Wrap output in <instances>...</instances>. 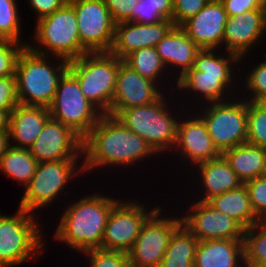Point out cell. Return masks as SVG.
<instances>
[{"instance_id": "cell-1", "label": "cell", "mask_w": 266, "mask_h": 267, "mask_svg": "<svg viewBox=\"0 0 266 267\" xmlns=\"http://www.w3.org/2000/svg\"><path fill=\"white\" fill-rule=\"evenodd\" d=\"M157 155L145 139L125 127L116 117L102 115L98 123L83 138L81 164L83 170L97 167L129 166Z\"/></svg>"}, {"instance_id": "cell-2", "label": "cell", "mask_w": 266, "mask_h": 267, "mask_svg": "<svg viewBox=\"0 0 266 267\" xmlns=\"http://www.w3.org/2000/svg\"><path fill=\"white\" fill-rule=\"evenodd\" d=\"M69 205L61 215L54 238L81 251L101 249L108 217L118 199L90 194Z\"/></svg>"}, {"instance_id": "cell-3", "label": "cell", "mask_w": 266, "mask_h": 267, "mask_svg": "<svg viewBox=\"0 0 266 267\" xmlns=\"http://www.w3.org/2000/svg\"><path fill=\"white\" fill-rule=\"evenodd\" d=\"M47 55L32 51L25 46L20 52L16 67L15 77L18 102L26 106L49 107L56 94L60 77L68 69L69 61L52 64Z\"/></svg>"}, {"instance_id": "cell-4", "label": "cell", "mask_w": 266, "mask_h": 267, "mask_svg": "<svg viewBox=\"0 0 266 267\" xmlns=\"http://www.w3.org/2000/svg\"><path fill=\"white\" fill-rule=\"evenodd\" d=\"M215 51L218 50L201 49L196 54L193 67L175 82L177 89L187 90L188 94L193 92L197 97L199 94L207 103L224 102L226 98L230 100L224 92L227 88L229 91L234 83L231 65L239 62L240 58L229 52L227 58L216 56Z\"/></svg>"}, {"instance_id": "cell-5", "label": "cell", "mask_w": 266, "mask_h": 267, "mask_svg": "<svg viewBox=\"0 0 266 267\" xmlns=\"http://www.w3.org/2000/svg\"><path fill=\"white\" fill-rule=\"evenodd\" d=\"M122 59L110 52L87 53L69 61L84 96L103 114H109Z\"/></svg>"}, {"instance_id": "cell-6", "label": "cell", "mask_w": 266, "mask_h": 267, "mask_svg": "<svg viewBox=\"0 0 266 267\" xmlns=\"http://www.w3.org/2000/svg\"><path fill=\"white\" fill-rule=\"evenodd\" d=\"M36 23L34 40L40 45L37 47L28 43L27 46L32 51L42 55L51 53V57H57L59 60L62 58L67 61L77 59L88 53L81 46L76 12L69 2Z\"/></svg>"}, {"instance_id": "cell-7", "label": "cell", "mask_w": 266, "mask_h": 267, "mask_svg": "<svg viewBox=\"0 0 266 267\" xmlns=\"http://www.w3.org/2000/svg\"><path fill=\"white\" fill-rule=\"evenodd\" d=\"M166 99V100H165ZM164 95L151 104L123 109L115 117L127 128L142 137L158 154L174 148L179 119L166 109Z\"/></svg>"}, {"instance_id": "cell-8", "label": "cell", "mask_w": 266, "mask_h": 267, "mask_svg": "<svg viewBox=\"0 0 266 267\" xmlns=\"http://www.w3.org/2000/svg\"><path fill=\"white\" fill-rule=\"evenodd\" d=\"M35 219L33 213L18 207L16 215L0 220V267L18 265L42 253L44 237Z\"/></svg>"}, {"instance_id": "cell-9", "label": "cell", "mask_w": 266, "mask_h": 267, "mask_svg": "<svg viewBox=\"0 0 266 267\" xmlns=\"http://www.w3.org/2000/svg\"><path fill=\"white\" fill-rule=\"evenodd\" d=\"M51 118L71 128L82 139L103 115L82 93L76 77L67 69L60 77L48 107Z\"/></svg>"}, {"instance_id": "cell-10", "label": "cell", "mask_w": 266, "mask_h": 267, "mask_svg": "<svg viewBox=\"0 0 266 267\" xmlns=\"http://www.w3.org/2000/svg\"><path fill=\"white\" fill-rule=\"evenodd\" d=\"M79 160L38 163L34 176L25 187L18 207L32 213L36 209H42V207L51 204L54 199H57L59 193L65 192L66 184L74 176L84 172L82 166L77 169Z\"/></svg>"}, {"instance_id": "cell-11", "label": "cell", "mask_w": 266, "mask_h": 267, "mask_svg": "<svg viewBox=\"0 0 266 267\" xmlns=\"http://www.w3.org/2000/svg\"><path fill=\"white\" fill-rule=\"evenodd\" d=\"M235 102V103H234ZM199 112L214 145L223 151L247 141V100L207 103Z\"/></svg>"}, {"instance_id": "cell-12", "label": "cell", "mask_w": 266, "mask_h": 267, "mask_svg": "<svg viewBox=\"0 0 266 267\" xmlns=\"http://www.w3.org/2000/svg\"><path fill=\"white\" fill-rule=\"evenodd\" d=\"M74 7L81 46L88 53L110 52L116 23L104 0H68Z\"/></svg>"}, {"instance_id": "cell-13", "label": "cell", "mask_w": 266, "mask_h": 267, "mask_svg": "<svg viewBox=\"0 0 266 267\" xmlns=\"http://www.w3.org/2000/svg\"><path fill=\"white\" fill-rule=\"evenodd\" d=\"M159 207L143 224L132 249L128 252L131 267H160L174 231L182 224L181 217H161Z\"/></svg>"}, {"instance_id": "cell-14", "label": "cell", "mask_w": 266, "mask_h": 267, "mask_svg": "<svg viewBox=\"0 0 266 267\" xmlns=\"http://www.w3.org/2000/svg\"><path fill=\"white\" fill-rule=\"evenodd\" d=\"M120 200L112 208L104 229L101 249L128 253L136 242L146 220L159 208L150 212L137 201Z\"/></svg>"}, {"instance_id": "cell-15", "label": "cell", "mask_w": 266, "mask_h": 267, "mask_svg": "<svg viewBox=\"0 0 266 267\" xmlns=\"http://www.w3.org/2000/svg\"><path fill=\"white\" fill-rule=\"evenodd\" d=\"M82 143L71 128L50 117L29 149L38 163L77 160L82 156Z\"/></svg>"}, {"instance_id": "cell-16", "label": "cell", "mask_w": 266, "mask_h": 267, "mask_svg": "<svg viewBox=\"0 0 266 267\" xmlns=\"http://www.w3.org/2000/svg\"><path fill=\"white\" fill-rule=\"evenodd\" d=\"M190 214L181 216L182 224L199 240H243L245 229L230 216L221 213L208 202L191 205Z\"/></svg>"}, {"instance_id": "cell-17", "label": "cell", "mask_w": 266, "mask_h": 267, "mask_svg": "<svg viewBox=\"0 0 266 267\" xmlns=\"http://www.w3.org/2000/svg\"><path fill=\"white\" fill-rule=\"evenodd\" d=\"M157 83L142 77L122 62L119 65L117 80L108 115L116 116L123 109L151 104L165 93L158 90Z\"/></svg>"}, {"instance_id": "cell-18", "label": "cell", "mask_w": 266, "mask_h": 267, "mask_svg": "<svg viewBox=\"0 0 266 267\" xmlns=\"http://www.w3.org/2000/svg\"><path fill=\"white\" fill-rule=\"evenodd\" d=\"M266 15L263 9H255L236 16H228L225 24L223 45L227 53L240 58L249 53L254 44L266 37ZM263 36V37H262ZM246 54V55H245Z\"/></svg>"}, {"instance_id": "cell-19", "label": "cell", "mask_w": 266, "mask_h": 267, "mask_svg": "<svg viewBox=\"0 0 266 267\" xmlns=\"http://www.w3.org/2000/svg\"><path fill=\"white\" fill-rule=\"evenodd\" d=\"M228 15L221 1L211 0L180 27L200 49H219L224 39Z\"/></svg>"}, {"instance_id": "cell-20", "label": "cell", "mask_w": 266, "mask_h": 267, "mask_svg": "<svg viewBox=\"0 0 266 267\" xmlns=\"http://www.w3.org/2000/svg\"><path fill=\"white\" fill-rule=\"evenodd\" d=\"M173 26V22L167 19L153 24L127 21L116 23L110 53L123 60L135 50L156 47Z\"/></svg>"}, {"instance_id": "cell-21", "label": "cell", "mask_w": 266, "mask_h": 267, "mask_svg": "<svg viewBox=\"0 0 266 267\" xmlns=\"http://www.w3.org/2000/svg\"><path fill=\"white\" fill-rule=\"evenodd\" d=\"M197 115L179 120L174 146L183 159L191 160L192 165L213 160L222 154L214 145L203 119Z\"/></svg>"}, {"instance_id": "cell-22", "label": "cell", "mask_w": 266, "mask_h": 267, "mask_svg": "<svg viewBox=\"0 0 266 267\" xmlns=\"http://www.w3.org/2000/svg\"><path fill=\"white\" fill-rule=\"evenodd\" d=\"M50 117L48 107L18 104L10 114L8 129L10 145L29 149ZM11 142L18 144L12 145Z\"/></svg>"}, {"instance_id": "cell-23", "label": "cell", "mask_w": 266, "mask_h": 267, "mask_svg": "<svg viewBox=\"0 0 266 267\" xmlns=\"http://www.w3.org/2000/svg\"><path fill=\"white\" fill-rule=\"evenodd\" d=\"M155 48L165 67L169 64L180 69L176 80L193 67L196 54L201 50L180 26H173Z\"/></svg>"}, {"instance_id": "cell-24", "label": "cell", "mask_w": 266, "mask_h": 267, "mask_svg": "<svg viewBox=\"0 0 266 267\" xmlns=\"http://www.w3.org/2000/svg\"><path fill=\"white\" fill-rule=\"evenodd\" d=\"M243 265V240L211 239L199 241L193 267H245Z\"/></svg>"}, {"instance_id": "cell-25", "label": "cell", "mask_w": 266, "mask_h": 267, "mask_svg": "<svg viewBox=\"0 0 266 267\" xmlns=\"http://www.w3.org/2000/svg\"><path fill=\"white\" fill-rule=\"evenodd\" d=\"M204 186V198L198 201L208 202L214 196L236 189L243 185L236 173L221 155L213 160L197 164Z\"/></svg>"}, {"instance_id": "cell-26", "label": "cell", "mask_w": 266, "mask_h": 267, "mask_svg": "<svg viewBox=\"0 0 266 267\" xmlns=\"http://www.w3.org/2000/svg\"><path fill=\"white\" fill-rule=\"evenodd\" d=\"M243 184L262 176L266 149L245 142L221 154Z\"/></svg>"}, {"instance_id": "cell-27", "label": "cell", "mask_w": 266, "mask_h": 267, "mask_svg": "<svg viewBox=\"0 0 266 267\" xmlns=\"http://www.w3.org/2000/svg\"><path fill=\"white\" fill-rule=\"evenodd\" d=\"M208 203L221 213L235 219L244 229L259 221L253 212L249 194L244 184L214 196Z\"/></svg>"}, {"instance_id": "cell-28", "label": "cell", "mask_w": 266, "mask_h": 267, "mask_svg": "<svg viewBox=\"0 0 266 267\" xmlns=\"http://www.w3.org/2000/svg\"><path fill=\"white\" fill-rule=\"evenodd\" d=\"M199 240L181 224L173 233L160 267H193Z\"/></svg>"}, {"instance_id": "cell-29", "label": "cell", "mask_w": 266, "mask_h": 267, "mask_svg": "<svg viewBox=\"0 0 266 267\" xmlns=\"http://www.w3.org/2000/svg\"><path fill=\"white\" fill-rule=\"evenodd\" d=\"M37 160L28 148L9 146L1 158L0 169L6 175L27 186L35 174Z\"/></svg>"}, {"instance_id": "cell-30", "label": "cell", "mask_w": 266, "mask_h": 267, "mask_svg": "<svg viewBox=\"0 0 266 267\" xmlns=\"http://www.w3.org/2000/svg\"><path fill=\"white\" fill-rule=\"evenodd\" d=\"M123 62L142 77L155 83H159L160 77H162L161 74L165 73V65L155 47L135 50L128 54L123 59ZM157 79L159 80L157 81Z\"/></svg>"}, {"instance_id": "cell-31", "label": "cell", "mask_w": 266, "mask_h": 267, "mask_svg": "<svg viewBox=\"0 0 266 267\" xmlns=\"http://www.w3.org/2000/svg\"><path fill=\"white\" fill-rule=\"evenodd\" d=\"M243 244L245 267H257L266 260V220L245 229Z\"/></svg>"}, {"instance_id": "cell-32", "label": "cell", "mask_w": 266, "mask_h": 267, "mask_svg": "<svg viewBox=\"0 0 266 267\" xmlns=\"http://www.w3.org/2000/svg\"><path fill=\"white\" fill-rule=\"evenodd\" d=\"M17 7L16 0H0V36L4 40L25 43L20 40L21 23Z\"/></svg>"}, {"instance_id": "cell-33", "label": "cell", "mask_w": 266, "mask_h": 267, "mask_svg": "<svg viewBox=\"0 0 266 267\" xmlns=\"http://www.w3.org/2000/svg\"><path fill=\"white\" fill-rule=\"evenodd\" d=\"M266 149V112L247 101V141Z\"/></svg>"}, {"instance_id": "cell-34", "label": "cell", "mask_w": 266, "mask_h": 267, "mask_svg": "<svg viewBox=\"0 0 266 267\" xmlns=\"http://www.w3.org/2000/svg\"><path fill=\"white\" fill-rule=\"evenodd\" d=\"M84 254L90 258V267H131L130 258L126 252L98 248L84 251Z\"/></svg>"}, {"instance_id": "cell-35", "label": "cell", "mask_w": 266, "mask_h": 267, "mask_svg": "<svg viewBox=\"0 0 266 267\" xmlns=\"http://www.w3.org/2000/svg\"><path fill=\"white\" fill-rule=\"evenodd\" d=\"M28 43H18L11 40L0 42V78L15 75L18 56Z\"/></svg>"}, {"instance_id": "cell-36", "label": "cell", "mask_w": 266, "mask_h": 267, "mask_svg": "<svg viewBox=\"0 0 266 267\" xmlns=\"http://www.w3.org/2000/svg\"><path fill=\"white\" fill-rule=\"evenodd\" d=\"M247 188L250 204L259 220H266V178L256 177L244 183Z\"/></svg>"}, {"instance_id": "cell-37", "label": "cell", "mask_w": 266, "mask_h": 267, "mask_svg": "<svg viewBox=\"0 0 266 267\" xmlns=\"http://www.w3.org/2000/svg\"><path fill=\"white\" fill-rule=\"evenodd\" d=\"M211 0H173V24L180 26L188 18L196 15Z\"/></svg>"}, {"instance_id": "cell-38", "label": "cell", "mask_w": 266, "mask_h": 267, "mask_svg": "<svg viewBox=\"0 0 266 267\" xmlns=\"http://www.w3.org/2000/svg\"><path fill=\"white\" fill-rule=\"evenodd\" d=\"M245 78L247 79V81L245 80V87L253 95L250 98L246 97L245 100L252 101L255 97L266 94V60L257 66L255 65V68H252V71Z\"/></svg>"}, {"instance_id": "cell-39", "label": "cell", "mask_w": 266, "mask_h": 267, "mask_svg": "<svg viewBox=\"0 0 266 267\" xmlns=\"http://www.w3.org/2000/svg\"><path fill=\"white\" fill-rule=\"evenodd\" d=\"M161 20H166V18L158 10H154L145 0H138L127 22L153 24Z\"/></svg>"}, {"instance_id": "cell-40", "label": "cell", "mask_w": 266, "mask_h": 267, "mask_svg": "<svg viewBox=\"0 0 266 267\" xmlns=\"http://www.w3.org/2000/svg\"><path fill=\"white\" fill-rule=\"evenodd\" d=\"M18 104L15 75L0 78V110H13Z\"/></svg>"}, {"instance_id": "cell-41", "label": "cell", "mask_w": 266, "mask_h": 267, "mask_svg": "<svg viewBox=\"0 0 266 267\" xmlns=\"http://www.w3.org/2000/svg\"><path fill=\"white\" fill-rule=\"evenodd\" d=\"M115 23L127 21L138 0H104Z\"/></svg>"}, {"instance_id": "cell-42", "label": "cell", "mask_w": 266, "mask_h": 267, "mask_svg": "<svg viewBox=\"0 0 266 267\" xmlns=\"http://www.w3.org/2000/svg\"><path fill=\"white\" fill-rule=\"evenodd\" d=\"M226 14L236 16L255 9H263V0H221Z\"/></svg>"}, {"instance_id": "cell-43", "label": "cell", "mask_w": 266, "mask_h": 267, "mask_svg": "<svg viewBox=\"0 0 266 267\" xmlns=\"http://www.w3.org/2000/svg\"><path fill=\"white\" fill-rule=\"evenodd\" d=\"M68 0H29L31 8L37 12V20L53 14L56 10L62 8Z\"/></svg>"}, {"instance_id": "cell-44", "label": "cell", "mask_w": 266, "mask_h": 267, "mask_svg": "<svg viewBox=\"0 0 266 267\" xmlns=\"http://www.w3.org/2000/svg\"><path fill=\"white\" fill-rule=\"evenodd\" d=\"M154 10H158L167 20L173 22V0H145Z\"/></svg>"}, {"instance_id": "cell-45", "label": "cell", "mask_w": 266, "mask_h": 267, "mask_svg": "<svg viewBox=\"0 0 266 267\" xmlns=\"http://www.w3.org/2000/svg\"><path fill=\"white\" fill-rule=\"evenodd\" d=\"M10 146L8 131H0V161Z\"/></svg>"}, {"instance_id": "cell-46", "label": "cell", "mask_w": 266, "mask_h": 267, "mask_svg": "<svg viewBox=\"0 0 266 267\" xmlns=\"http://www.w3.org/2000/svg\"><path fill=\"white\" fill-rule=\"evenodd\" d=\"M12 110H0V131H8Z\"/></svg>"}, {"instance_id": "cell-47", "label": "cell", "mask_w": 266, "mask_h": 267, "mask_svg": "<svg viewBox=\"0 0 266 267\" xmlns=\"http://www.w3.org/2000/svg\"><path fill=\"white\" fill-rule=\"evenodd\" d=\"M251 102L258 109L262 110L263 112H266V94L255 97Z\"/></svg>"}, {"instance_id": "cell-48", "label": "cell", "mask_w": 266, "mask_h": 267, "mask_svg": "<svg viewBox=\"0 0 266 267\" xmlns=\"http://www.w3.org/2000/svg\"><path fill=\"white\" fill-rule=\"evenodd\" d=\"M262 177H265L266 178V158H265V163H264V169H263Z\"/></svg>"}, {"instance_id": "cell-49", "label": "cell", "mask_w": 266, "mask_h": 267, "mask_svg": "<svg viewBox=\"0 0 266 267\" xmlns=\"http://www.w3.org/2000/svg\"><path fill=\"white\" fill-rule=\"evenodd\" d=\"M257 267H266V260L260 263Z\"/></svg>"}, {"instance_id": "cell-50", "label": "cell", "mask_w": 266, "mask_h": 267, "mask_svg": "<svg viewBox=\"0 0 266 267\" xmlns=\"http://www.w3.org/2000/svg\"><path fill=\"white\" fill-rule=\"evenodd\" d=\"M263 10H264L265 15H266V0H263Z\"/></svg>"}, {"instance_id": "cell-51", "label": "cell", "mask_w": 266, "mask_h": 267, "mask_svg": "<svg viewBox=\"0 0 266 267\" xmlns=\"http://www.w3.org/2000/svg\"><path fill=\"white\" fill-rule=\"evenodd\" d=\"M5 215H2L1 212H0V220L4 217Z\"/></svg>"}]
</instances>
